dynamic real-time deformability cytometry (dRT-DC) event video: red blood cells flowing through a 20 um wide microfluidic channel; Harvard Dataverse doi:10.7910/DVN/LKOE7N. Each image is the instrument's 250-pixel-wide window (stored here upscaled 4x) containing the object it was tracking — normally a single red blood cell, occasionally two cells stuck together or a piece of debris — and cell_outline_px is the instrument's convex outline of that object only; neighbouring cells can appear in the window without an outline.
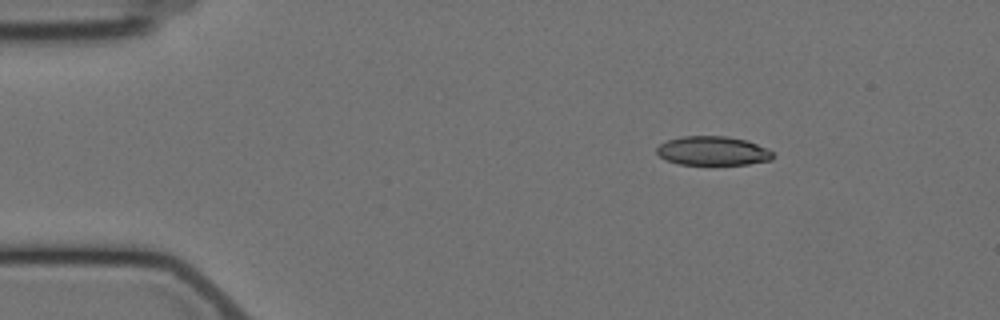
{"species": "Egyptian fruit bat (a non-hibernating species)", "species_latin": "Rousettus aegyptiacus", "temperature_condition": "cold", "stored_images_in_passage": 3, "camera_frame_rate_fps": 3000, "um_per_image_px": 0.085, "animal": {"sex": "female"}, "frame": {"image": 1, "passage_image": 1, "time_ms": 0.0, "image_size_px": [1000, 320], "cell_outline_px": [[772, 160], [748, 164], [680, 164], [664, 160], [656, 152], [656, 148], [660, 144], [668, 140], [680, 136], [724, 136], [748, 140], [768, 148], [772, 152]], "centroid_in_image_um": [60.58, 12.82], "position_along_channel_um": 24.4, "area_um2": 19.71}}
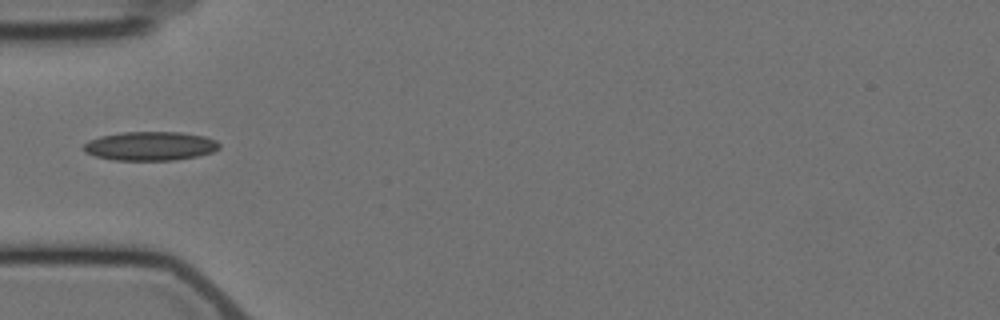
{"frame": {"image": 2, "passage_image": 3, "time_ms": 3.333, "image_size_px": [1000, 320], "cell_outline_px": [[220, 148], [212, 152], [196, 156], [176, 160], [112, 160], [96, 156], [84, 152], [84, 144], [88, 140], [100, 136], [124, 132], [180, 132], [204, 136], [216, 140], [220, 144]], "centroid_in_image_um": [12.77, 12.41], "position_along_channel_um": 72.2, "area_um2": 22.89}}